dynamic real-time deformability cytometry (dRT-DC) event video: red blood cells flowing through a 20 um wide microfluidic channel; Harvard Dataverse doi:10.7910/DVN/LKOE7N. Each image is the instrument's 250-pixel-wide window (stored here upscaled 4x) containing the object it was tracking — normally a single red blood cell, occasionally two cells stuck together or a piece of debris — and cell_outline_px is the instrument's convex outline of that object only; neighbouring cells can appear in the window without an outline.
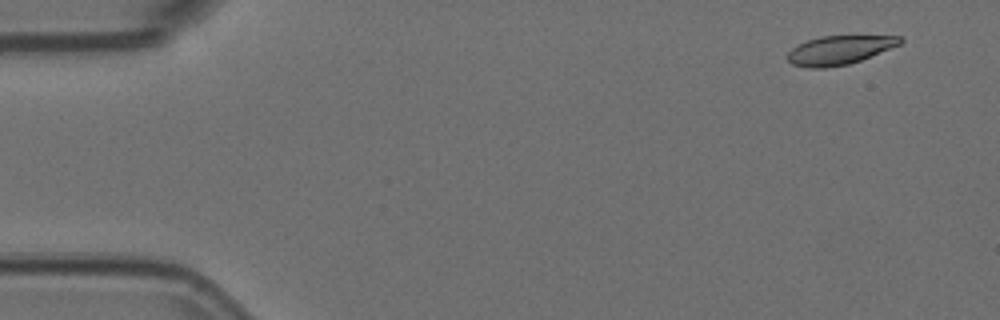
{"species": "Egyptian fruit bat (a non-hibernating species)", "species_latin": "Rousettus aegyptiacus", "temperature_condition": "room temperature", "stored_images_in_passage": 8, "camera_frame_rate_fps": 3000, "um_per_image_px": 0.085, "animal": {"sex": "female"}, "frame": {"image": 1, "passage_image": 1, "time_ms": 0.0, "image_size_px": [1000, 320], "cell_outline_px": [[904, 40], [900, 44], [860, 60], [848, 64], [824, 68], [808, 68], [792, 64], [788, 60], [788, 52], [792, 48], [808, 40], [820, 36], [900, 36]], "centroid_in_image_um": [71.33, 4.26], "position_along_channel_um": 13.7, "area_um2": 18.61}}
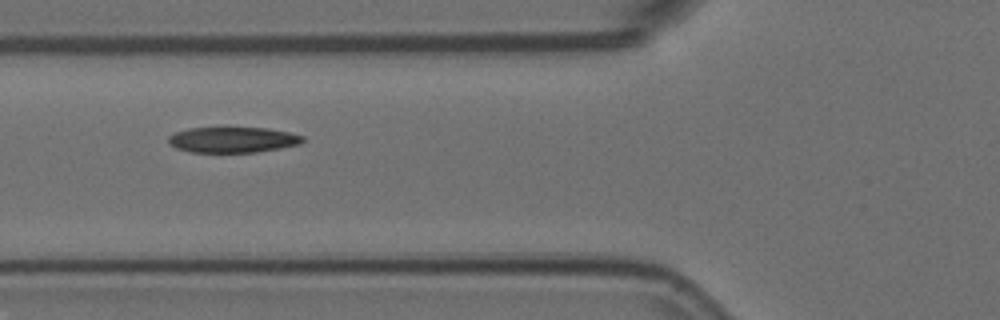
{"frame": {"image": 2, "passage_image": 6, "time_ms": 1.667, "image_size_px": [1000, 320], "cell_outline_px": [[304, 140], [300, 144], [280, 148], [256, 152], [192, 152], [176, 148], [168, 144], [168, 136], [176, 132], [188, 128], [268, 128], [288, 132], [304, 136]], "centroid_in_image_um": [19.77, 11.88], "position_along_channel_um": 106.0, "area_um2": 20.0}}
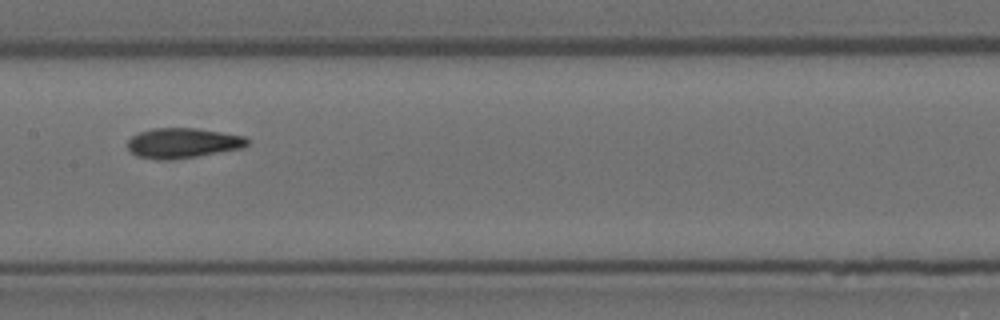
{"frame": {"image": 3, "passage_image": 8, "time_ms": 2.333, "image_size_px": [1000, 320], "cell_outline_px": [[248, 144], [240, 148], [196, 156], [160, 160], [156, 160], [136, 156], [128, 148], [128, 140], [132, 136], [140, 132], [152, 128], [196, 128], [244, 136], [248, 140]], "centroid_in_image_um": [15.49, 12.15], "position_along_channel_um": 191.9, "area_um2": 20.63}}